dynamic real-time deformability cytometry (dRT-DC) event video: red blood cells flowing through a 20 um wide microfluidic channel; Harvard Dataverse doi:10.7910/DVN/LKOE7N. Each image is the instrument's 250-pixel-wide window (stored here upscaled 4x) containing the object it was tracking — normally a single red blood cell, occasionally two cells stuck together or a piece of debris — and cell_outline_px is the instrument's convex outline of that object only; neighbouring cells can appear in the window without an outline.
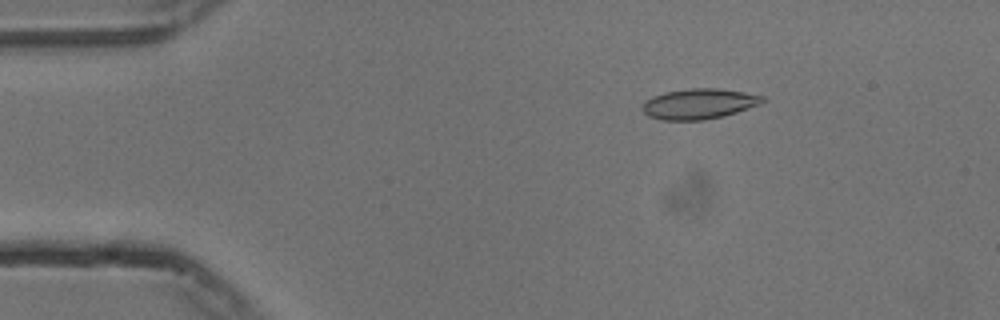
{"species": "common noctule bat (a hibernating species)", "species_latin": "Nyctalus noctula", "temperature_condition": "cold", "stored_images_in_passage": 55, "camera_frame_rate_fps": 3000, "um_per_image_px": 0.085, "animal": {"sex": "male", "body_mass_g": 13.3}, "frame": {"image": 1, "passage_image": 9, "time_ms": 2.667, "image_size_px": [1000, 320], "cell_outline_px": [[764, 100], [760, 104], [736, 112], [704, 120], [660, 120], [648, 116], [640, 108], [644, 100], [652, 96], [664, 92], [692, 88], [716, 88], [744, 92], [764, 96]], "centroid_in_image_um": [59.35, 8.82], "position_along_channel_um": 25.7, "area_um2": 21.27}}
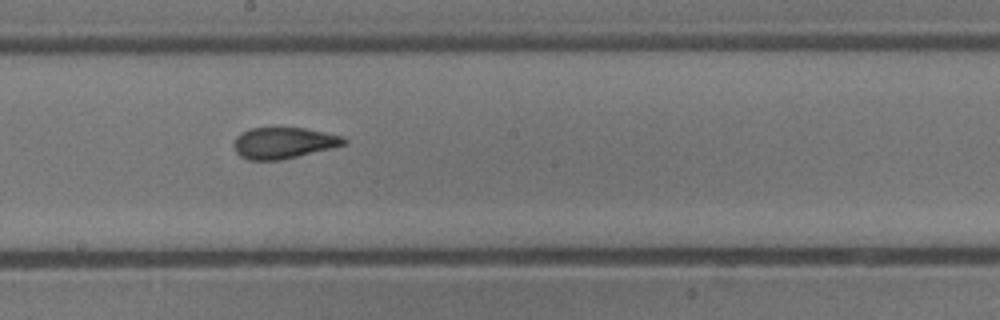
{"frame": {"image": 2, "passage_image": 30, "time_ms": 9.667, "image_size_px": [1000, 320], "cell_outline_px": [[348, 144], [332, 148], [280, 160], [248, 160], [240, 156], [236, 152], [232, 144], [236, 136], [240, 132], [248, 128], [304, 128], [344, 136], [348, 140]], "centroid_in_image_um": [24.09, 12.14], "position_along_channel_um": 224.1, "area_um2": 20.23}}
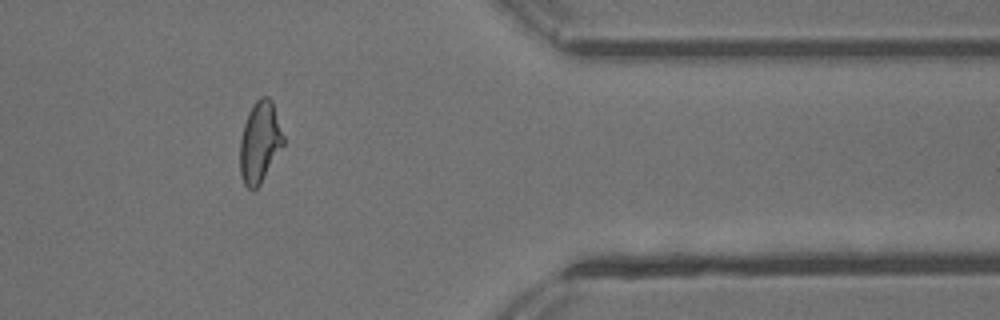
{"frame": {"image": 3, "passage_image": 45, "time_ms": 14.667, "image_size_px": [1000, 320], "cell_outline_px": [[284, 144], [260, 184], [256, 188], [248, 188], [244, 184], [240, 172], [240, 140], [244, 124], [248, 112], [256, 100], [260, 96], [268, 96], [272, 100], [284, 136]], "centroid_in_image_um": [22.08, 12.05], "position_along_channel_um": 389.3, "area_um2": 20.4}, "authors_computed_cell_mechanics": {"area_um2": 20.519, "velocity_mm_per_s": 3.7478, "shape_relaxation_time_tau1_ms": 6.2605, "shape_relaxation_time_tau2_ms": 1.6404, "deformation_change_tau1": 0.1783, "deformation_change_tau2": 0.0712}}